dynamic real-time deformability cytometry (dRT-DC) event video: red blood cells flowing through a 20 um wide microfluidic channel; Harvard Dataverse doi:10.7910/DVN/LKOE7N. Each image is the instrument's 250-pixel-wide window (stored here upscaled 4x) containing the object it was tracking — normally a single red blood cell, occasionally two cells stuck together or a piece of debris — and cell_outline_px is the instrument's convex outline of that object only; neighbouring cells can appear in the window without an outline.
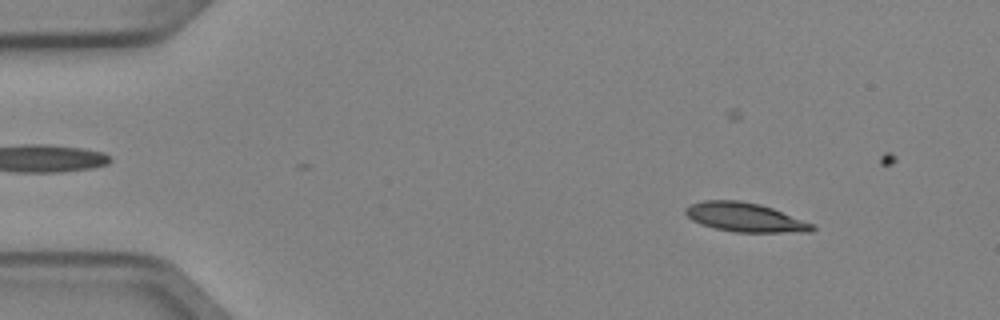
{"species": "Egyptian fruit bat (a non-hibernating species)", "species_latin": "Rousettus aegyptiacus", "temperature_condition": "cold", "stored_images_in_passage": 4, "camera_frame_rate_fps": 3000, "um_per_image_px": 0.085, "animal": {"sex": "female"}, "frame": {"image": 1, "passage_image": 1, "time_ms": 0.0, "image_size_px": [1000, 320], "cell_outline_px": [[816, 228], [812, 232], [736, 232], [716, 228], [700, 224], [692, 220], [684, 212], [684, 208], [692, 204], [704, 200], [740, 200], [760, 204], [772, 208], [812, 224]], "centroid_in_image_um": [63.3, 18.47], "position_along_channel_um": 21.7, "area_um2": 21.27}}